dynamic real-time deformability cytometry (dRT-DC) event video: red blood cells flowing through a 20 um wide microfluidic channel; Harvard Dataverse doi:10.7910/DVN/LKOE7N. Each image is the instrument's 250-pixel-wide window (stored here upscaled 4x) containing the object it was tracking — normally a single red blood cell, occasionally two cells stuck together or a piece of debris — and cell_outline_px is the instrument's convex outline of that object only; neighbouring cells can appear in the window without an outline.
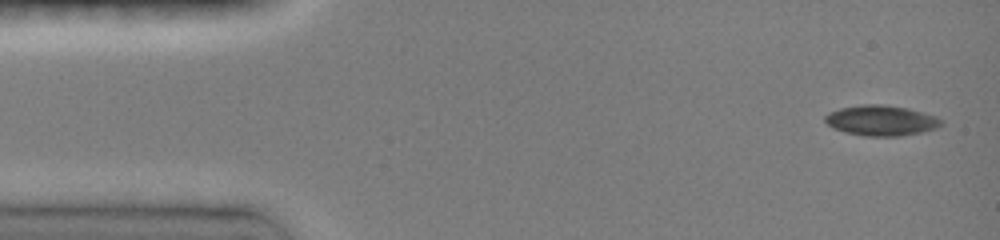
{"species": "common noctule bat (a hibernating species)", "species_latin": "Nyctalus noctula", "temperature_condition": "room temperature", "stored_images_in_passage": 38, "camera_frame_rate_fps": 3000, "um_per_image_px": 0.085, "animal": {"sex": "female", "body_mass_g": 19.0, "forearm_length_mm": 51.5}, "frame": {"image": 1, "passage_image": 1, "time_ms": 0.0, "image_size_px": [1000, 240], "cell_outline_px": [[944, 124], [936, 128], [920, 132], [900, 136], [864, 136], [844, 132], [832, 128], [824, 120], [824, 116], [828, 112], [840, 108], [860, 104], [884, 104], [908, 108], [936, 116]], "centroid_in_image_um": [74.86, 10.23], "position_along_channel_um": 10.1, "area_um2": 20.69}}
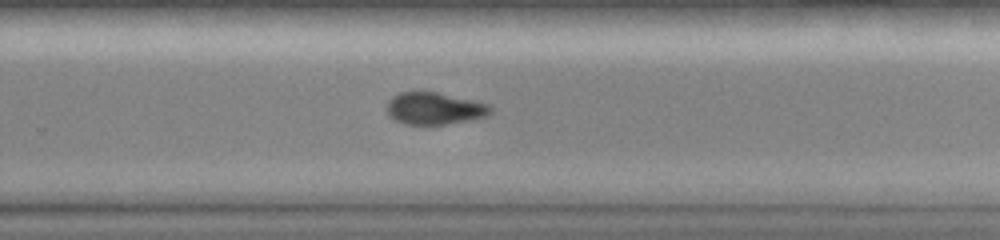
{"frame": {"image": 2, "passage_image": 26, "time_ms": 9.667, "image_size_px": [1000, 240], "cell_outline_px": [[492, 112], [488, 116], [468, 120], [444, 124], [404, 124], [388, 116], [388, 100], [392, 96], [400, 92], [420, 88], [492, 104]], "centroid_in_image_um": [36.93, 9.17], "position_along_channel_um": 292.9, "area_um2": 20.0}}
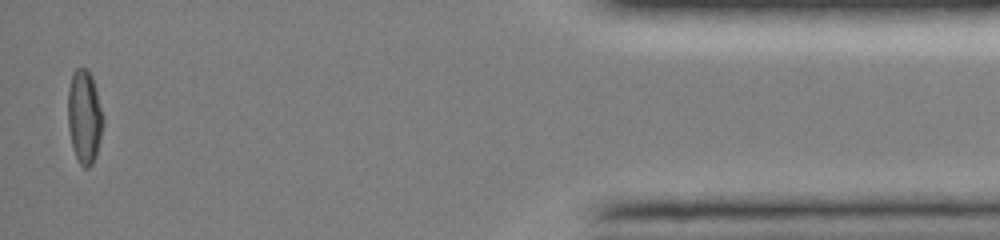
{"frame": {"image": 3, "passage_image": 38, "time_ms": 14.667, "image_size_px": [1000, 240], "cell_outline_px": [[104, 124], [96, 156], [92, 164], [88, 168], [84, 168], [80, 164], [72, 148], [68, 128], [68, 88], [72, 72], [76, 68], [88, 68], [92, 76], [96, 88], [104, 116]], "centroid_in_image_um": [7.18, 9.91], "position_along_channel_um": 428.0, "area_um2": 19.59}, "authors_computed_cell_mechanics": {"area_um2": 20.1144, "velocity_mm_per_s": 4.0394, "shape_relaxation_time_tau1_ms": null, "shape_relaxation_time_tau2_ms": 6.333, "deformation_change_tau1": null, "deformation_change_tau2": 0.1228}}